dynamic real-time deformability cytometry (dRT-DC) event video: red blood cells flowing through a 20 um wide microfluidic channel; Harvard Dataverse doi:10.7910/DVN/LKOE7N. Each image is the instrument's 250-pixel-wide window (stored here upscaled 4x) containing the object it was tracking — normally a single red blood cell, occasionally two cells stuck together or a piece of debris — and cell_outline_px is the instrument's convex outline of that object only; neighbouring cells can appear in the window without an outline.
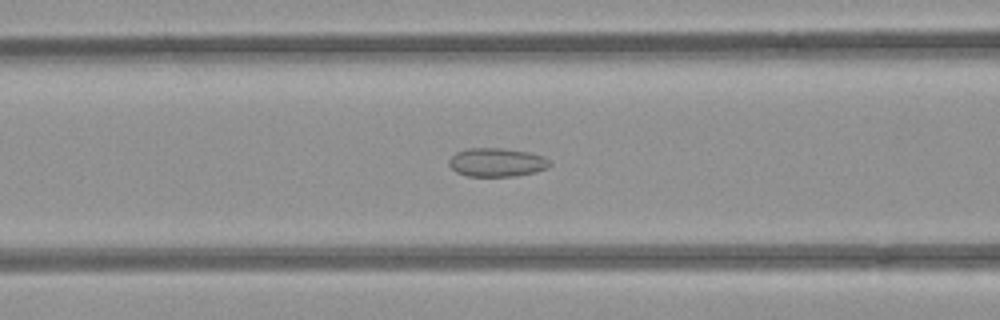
{"species": "common noctule bat (a hibernating species)", "species_latin": "Nyctalus noctula", "temperature_condition": "room temperature", "stored_images_in_passage": 38, "camera_frame_rate_fps": 3000, "um_per_image_px": 0.085, "animal": {"sex": "female", "body_mass_g": 21.9}, "frame": {"image": 1, "passage_image": 7, "time_ms": 2.0, "image_size_px": [1000, 320], "cell_outline_px": [[552, 164], [548, 168], [536, 172], [516, 176], [468, 176], [456, 172], [448, 164], [448, 160], [456, 152], [468, 148], [500, 148], [528, 152], [544, 156]], "centroid_in_image_um": [42.23, 13.8], "position_along_channel_um": 124.4, "area_um2": 16.88}}
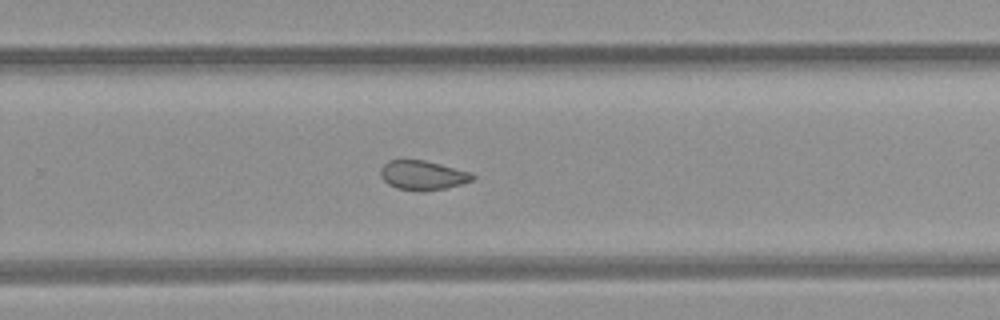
{"frame": {"image": 2, "passage_image": 20, "time_ms": 6.333, "image_size_px": [1000, 320], "cell_outline_px": [[476, 176], [472, 180], [460, 184], [444, 188], [396, 188], [388, 184], [380, 176], [380, 168], [388, 160], [424, 160], [472, 172]], "centroid_in_image_um": [35.92, 14.84], "position_along_channel_um": 293.9, "area_um2": 15.09}}
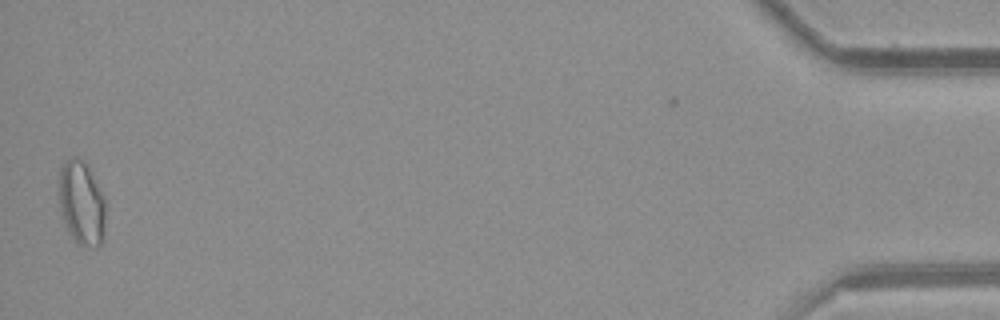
{"frame": {"image": 3, "passage_image": 38, "time_ms": 12.333, "image_size_px": [1000, 320], "cell_outline_px": [[104, 240], [96, 248], [80, 244], [68, 232], [60, 212], [60, 168], [64, 160], [72, 156], [76, 156], [84, 160], [88, 164], [104, 196]], "centroid_in_image_um": [6.94, 17.22], "position_along_channel_um": 428.3, "area_um2": 23.0}, "authors_computed_cell_mechanics": {"area_um2": 16.8776, "velocity_mm_per_s": 3.9146, "shape_relaxation_time_tau1_ms": null, "shape_relaxation_time_tau2_ms": 1.9334, "deformation_change_tau1": null, "deformation_change_tau2": 0.0814}}